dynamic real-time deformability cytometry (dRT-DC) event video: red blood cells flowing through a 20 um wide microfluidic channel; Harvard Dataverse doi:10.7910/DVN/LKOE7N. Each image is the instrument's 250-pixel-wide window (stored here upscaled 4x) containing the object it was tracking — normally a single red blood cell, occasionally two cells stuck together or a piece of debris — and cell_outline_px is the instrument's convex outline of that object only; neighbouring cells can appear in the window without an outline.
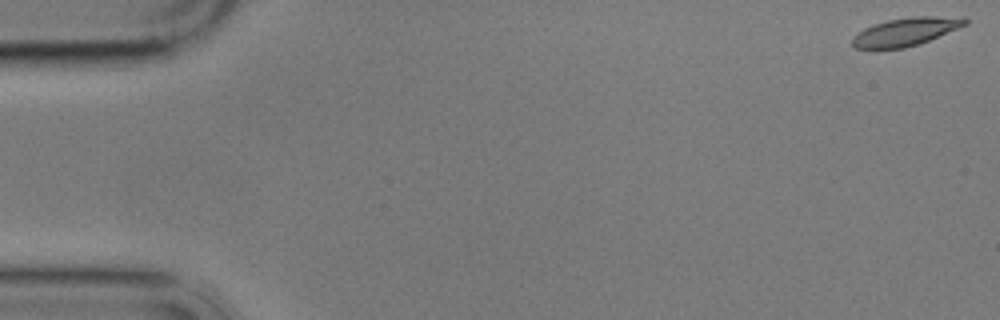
{"species": "common noctule bat (a hibernating species)", "species_latin": "Nyctalus noctula", "temperature_condition": "cold", "stored_images_in_passage": 6, "camera_frame_rate_fps": 3000, "um_per_image_px": 0.085, "animal": {"sex": "male", "body_mass_g": 17.9}, "frame": {"image": 1, "passage_image": 1, "time_ms": 0.0, "image_size_px": [1000, 320], "cell_outline_px": [[968, 24], [920, 44], [904, 48], [856, 48], [852, 44], [852, 36], [864, 28], [872, 24], [888, 20], [912, 16], [964, 16], [968, 20]], "centroid_in_image_um": [77.03, 2.67], "position_along_channel_um": 8.0, "area_um2": 18.61}}
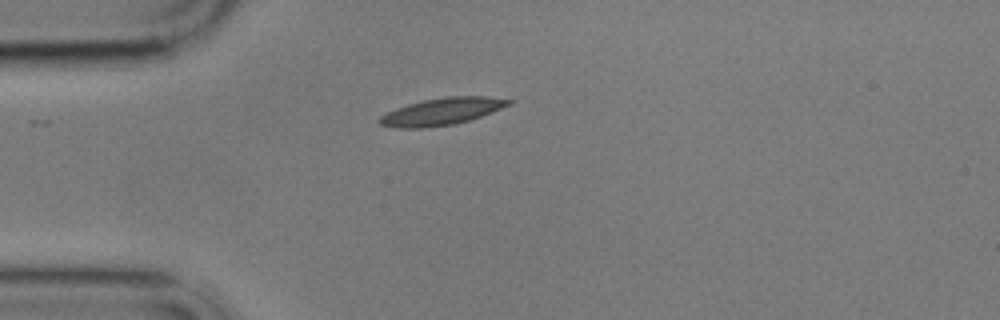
{"frame": {"image": 2, "passage_image": 5, "time_ms": 4.667, "image_size_px": [1000, 320], "cell_outline_px": [[516, 100], [512, 104], [492, 112], [468, 120], [452, 124], [424, 128], [396, 128], [380, 124], [376, 120], [380, 116], [396, 108], [408, 104], [424, 100], [448, 96], [488, 96]], "centroid_in_image_um": [37.58, 9.47], "position_along_channel_um": 47.4, "area_um2": 20.35}}